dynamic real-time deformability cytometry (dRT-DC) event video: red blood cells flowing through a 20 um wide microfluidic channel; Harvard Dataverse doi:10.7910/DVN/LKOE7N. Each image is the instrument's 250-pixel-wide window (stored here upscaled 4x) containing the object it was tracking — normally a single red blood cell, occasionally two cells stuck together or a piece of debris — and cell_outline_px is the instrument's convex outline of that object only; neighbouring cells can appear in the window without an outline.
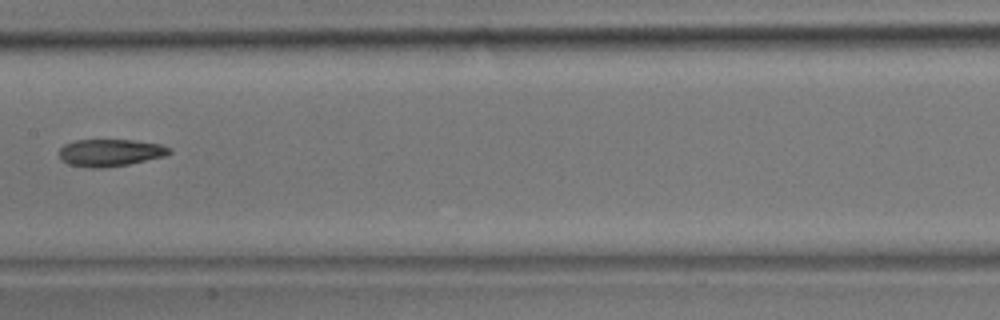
{"species": "common noctule bat (a hibernating species)", "species_latin": "Nyctalus noctula", "temperature_condition": "room temperature", "stored_images_in_passage": 5, "camera_frame_rate_fps": 3000, "um_per_image_px": 0.085, "animal": {"sex": "male", "body_mass_g": 17.9}, "frame": {"image": 1, "passage_image": 5, "time_ms": 5.0, "image_size_px": [1000, 320], "cell_outline_px": [[172, 152], [164, 156], [128, 164], [104, 168], [88, 168], [68, 164], [60, 160], [60, 148], [64, 144], [76, 140], [132, 140], [160, 144], [172, 148]], "centroid_in_image_um": [9.35, 12.98], "position_along_channel_um": 198.0, "area_um2": 17.51}}